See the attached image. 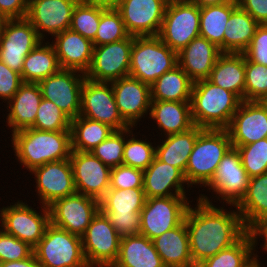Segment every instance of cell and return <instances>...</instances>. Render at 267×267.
Returning a JSON list of instances; mask_svg holds the SVG:
<instances>
[{
  "instance_id": "6da1fadb",
  "label": "cell",
  "mask_w": 267,
  "mask_h": 267,
  "mask_svg": "<svg viewBox=\"0 0 267 267\" xmlns=\"http://www.w3.org/2000/svg\"><path fill=\"white\" fill-rule=\"evenodd\" d=\"M197 198L196 207L190 204L184 218L194 265L232 246L246 233L237 209L229 208V212L225 205L216 207L204 194Z\"/></svg>"
},
{
  "instance_id": "7a4b0ae2",
  "label": "cell",
  "mask_w": 267,
  "mask_h": 267,
  "mask_svg": "<svg viewBox=\"0 0 267 267\" xmlns=\"http://www.w3.org/2000/svg\"><path fill=\"white\" fill-rule=\"evenodd\" d=\"M11 135L14 155L29 172L48 162L70 158L71 131H40L30 127Z\"/></svg>"
},
{
  "instance_id": "3957f363",
  "label": "cell",
  "mask_w": 267,
  "mask_h": 267,
  "mask_svg": "<svg viewBox=\"0 0 267 267\" xmlns=\"http://www.w3.org/2000/svg\"><path fill=\"white\" fill-rule=\"evenodd\" d=\"M241 100L208 79L193 82L190 106L194 125L203 129H227Z\"/></svg>"
},
{
  "instance_id": "277c9868",
  "label": "cell",
  "mask_w": 267,
  "mask_h": 267,
  "mask_svg": "<svg viewBox=\"0 0 267 267\" xmlns=\"http://www.w3.org/2000/svg\"><path fill=\"white\" fill-rule=\"evenodd\" d=\"M232 148L227 129H203L197 137L185 169L189 187L199 184L204 188L213 179L217 166Z\"/></svg>"
},
{
  "instance_id": "5b68a950",
  "label": "cell",
  "mask_w": 267,
  "mask_h": 267,
  "mask_svg": "<svg viewBox=\"0 0 267 267\" xmlns=\"http://www.w3.org/2000/svg\"><path fill=\"white\" fill-rule=\"evenodd\" d=\"M178 65V53L156 36H133L129 75L152 85Z\"/></svg>"
},
{
  "instance_id": "8992f818",
  "label": "cell",
  "mask_w": 267,
  "mask_h": 267,
  "mask_svg": "<svg viewBox=\"0 0 267 267\" xmlns=\"http://www.w3.org/2000/svg\"><path fill=\"white\" fill-rule=\"evenodd\" d=\"M33 253L41 267H89L83 254L81 236L51 223L33 248Z\"/></svg>"
},
{
  "instance_id": "52a82bcc",
  "label": "cell",
  "mask_w": 267,
  "mask_h": 267,
  "mask_svg": "<svg viewBox=\"0 0 267 267\" xmlns=\"http://www.w3.org/2000/svg\"><path fill=\"white\" fill-rule=\"evenodd\" d=\"M200 7L190 0H169L159 37L177 53L200 36Z\"/></svg>"
},
{
  "instance_id": "ba28073f",
  "label": "cell",
  "mask_w": 267,
  "mask_h": 267,
  "mask_svg": "<svg viewBox=\"0 0 267 267\" xmlns=\"http://www.w3.org/2000/svg\"><path fill=\"white\" fill-rule=\"evenodd\" d=\"M81 238L83 254L89 267H111L115 263L121 237L100 210Z\"/></svg>"
},
{
  "instance_id": "9c48e42d",
  "label": "cell",
  "mask_w": 267,
  "mask_h": 267,
  "mask_svg": "<svg viewBox=\"0 0 267 267\" xmlns=\"http://www.w3.org/2000/svg\"><path fill=\"white\" fill-rule=\"evenodd\" d=\"M42 210V211H41ZM41 212L19 200L10 206L0 209V227L8 234L35 247L44 236L50 224V213L46 206H41Z\"/></svg>"
},
{
  "instance_id": "30bf717a",
  "label": "cell",
  "mask_w": 267,
  "mask_h": 267,
  "mask_svg": "<svg viewBox=\"0 0 267 267\" xmlns=\"http://www.w3.org/2000/svg\"><path fill=\"white\" fill-rule=\"evenodd\" d=\"M187 196L147 198L141 210V235L153 240L179 226L185 218L189 203Z\"/></svg>"
},
{
  "instance_id": "8fae6325",
  "label": "cell",
  "mask_w": 267,
  "mask_h": 267,
  "mask_svg": "<svg viewBox=\"0 0 267 267\" xmlns=\"http://www.w3.org/2000/svg\"><path fill=\"white\" fill-rule=\"evenodd\" d=\"M41 41L26 17L3 20L0 27V61L21 74L25 57Z\"/></svg>"
},
{
  "instance_id": "7c38bea8",
  "label": "cell",
  "mask_w": 267,
  "mask_h": 267,
  "mask_svg": "<svg viewBox=\"0 0 267 267\" xmlns=\"http://www.w3.org/2000/svg\"><path fill=\"white\" fill-rule=\"evenodd\" d=\"M133 36L93 47L92 61L85 77L95 82L111 83L129 76Z\"/></svg>"
},
{
  "instance_id": "4fadbf2b",
  "label": "cell",
  "mask_w": 267,
  "mask_h": 267,
  "mask_svg": "<svg viewBox=\"0 0 267 267\" xmlns=\"http://www.w3.org/2000/svg\"><path fill=\"white\" fill-rule=\"evenodd\" d=\"M80 116L109 125L114 130L130 126L122 119L111 83L85 78L81 90Z\"/></svg>"
},
{
  "instance_id": "5bb4252c",
  "label": "cell",
  "mask_w": 267,
  "mask_h": 267,
  "mask_svg": "<svg viewBox=\"0 0 267 267\" xmlns=\"http://www.w3.org/2000/svg\"><path fill=\"white\" fill-rule=\"evenodd\" d=\"M85 73L73 69L58 72L38 82L42 97L56 104L71 120L81 110V90Z\"/></svg>"
},
{
  "instance_id": "9a60e30c",
  "label": "cell",
  "mask_w": 267,
  "mask_h": 267,
  "mask_svg": "<svg viewBox=\"0 0 267 267\" xmlns=\"http://www.w3.org/2000/svg\"><path fill=\"white\" fill-rule=\"evenodd\" d=\"M250 177L244 169L236 148H231L217 166L215 175L206 186L216 194L215 199L236 206L244 197Z\"/></svg>"
},
{
  "instance_id": "2e32d148",
  "label": "cell",
  "mask_w": 267,
  "mask_h": 267,
  "mask_svg": "<svg viewBox=\"0 0 267 267\" xmlns=\"http://www.w3.org/2000/svg\"><path fill=\"white\" fill-rule=\"evenodd\" d=\"M48 209L51 224L78 236L85 233L100 210L99 200L77 192L56 200Z\"/></svg>"
},
{
  "instance_id": "e0dca14e",
  "label": "cell",
  "mask_w": 267,
  "mask_h": 267,
  "mask_svg": "<svg viewBox=\"0 0 267 267\" xmlns=\"http://www.w3.org/2000/svg\"><path fill=\"white\" fill-rule=\"evenodd\" d=\"M169 0H119L120 12L130 36L159 35Z\"/></svg>"
},
{
  "instance_id": "ac0fdd59",
  "label": "cell",
  "mask_w": 267,
  "mask_h": 267,
  "mask_svg": "<svg viewBox=\"0 0 267 267\" xmlns=\"http://www.w3.org/2000/svg\"><path fill=\"white\" fill-rule=\"evenodd\" d=\"M34 174L38 201L48 207L58 199L76 193L70 159L48 162L30 171Z\"/></svg>"
},
{
  "instance_id": "d6986e66",
  "label": "cell",
  "mask_w": 267,
  "mask_h": 267,
  "mask_svg": "<svg viewBox=\"0 0 267 267\" xmlns=\"http://www.w3.org/2000/svg\"><path fill=\"white\" fill-rule=\"evenodd\" d=\"M80 0H29L26 18L44 41L70 29L72 13Z\"/></svg>"
},
{
  "instance_id": "ffe728a7",
  "label": "cell",
  "mask_w": 267,
  "mask_h": 267,
  "mask_svg": "<svg viewBox=\"0 0 267 267\" xmlns=\"http://www.w3.org/2000/svg\"><path fill=\"white\" fill-rule=\"evenodd\" d=\"M69 159L76 192L100 200L110 188L111 168L91 152L72 150Z\"/></svg>"
},
{
  "instance_id": "44dd1931",
  "label": "cell",
  "mask_w": 267,
  "mask_h": 267,
  "mask_svg": "<svg viewBox=\"0 0 267 267\" xmlns=\"http://www.w3.org/2000/svg\"><path fill=\"white\" fill-rule=\"evenodd\" d=\"M227 131L232 146L267 138V105L261 101H241Z\"/></svg>"
},
{
  "instance_id": "7402d4cb",
  "label": "cell",
  "mask_w": 267,
  "mask_h": 267,
  "mask_svg": "<svg viewBox=\"0 0 267 267\" xmlns=\"http://www.w3.org/2000/svg\"><path fill=\"white\" fill-rule=\"evenodd\" d=\"M115 102L122 119L131 127L137 126L151 105L150 85L132 76L111 82ZM136 124V125H135Z\"/></svg>"
},
{
  "instance_id": "603a6c76",
  "label": "cell",
  "mask_w": 267,
  "mask_h": 267,
  "mask_svg": "<svg viewBox=\"0 0 267 267\" xmlns=\"http://www.w3.org/2000/svg\"><path fill=\"white\" fill-rule=\"evenodd\" d=\"M184 184L188 189L184 174L178 168L160 161L156 156L143 171V190L146 198L186 196Z\"/></svg>"
},
{
  "instance_id": "cb8c5ba5",
  "label": "cell",
  "mask_w": 267,
  "mask_h": 267,
  "mask_svg": "<svg viewBox=\"0 0 267 267\" xmlns=\"http://www.w3.org/2000/svg\"><path fill=\"white\" fill-rule=\"evenodd\" d=\"M221 54L216 44L198 36L178 52V65L193 82L208 79Z\"/></svg>"
},
{
  "instance_id": "d4e9b609",
  "label": "cell",
  "mask_w": 267,
  "mask_h": 267,
  "mask_svg": "<svg viewBox=\"0 0 267 267\" xmlns=\"http://www.w3.org/2000/svg\"><path fill=\"white\" fill-rule=\"evenodd\" d=\"M53 37L51 44L61 69H73L86 73L92 61L94 47L92 41L71 29Z\"/></svg>"
},
{
  "instance_id": "484cf974",
  "label": "cell",
  "mask_w": 267,
  "mask_h": 267,
  "mask_svg": "<svg viewBox=\"0 0 267 267\" xmlns=\"http://www.w3.org/2000/svg\"><path fill=\"white\" fill-rule=\"evenodd\" d=\"M38 83L23 82L7 102L9 108L6 122L11 133L30 128L35 123L38 107L42 101Z\"/></svg>"
},
{
  "instance_id": "4316f807",
  "label": "cell",
  "mask_w": 267,
  "mask_h": 267,
  "mask_svg": "<svg viewBox=\"0 0 267 267\" xmlns=\"http://www.w3.org/2000/svg\"><path fill=\"white\" fill-rule=\"evenodd\" d=\"M164 136L186 132L194 127L190 102L151 100L149 117Z\"/></svg>"
},
{
  "instance_id": "83f0119b",
  "label": "cell",
  "mask_w": 267,
  "mask_h": 267,
  "mask_svg": "<svg viewBox=\"0 0 267 267\" xmlns=\"http://www.w3.org/2000/svg\"><path fill=\"white\" fill-rule=\"evenodd\" d=\"M153 244L165 267H193L185 220L154 238Z\"/></svg>"
},
{
  "instance_id": "f1b7e54d",
  "label": "cell",
  "mask_w": 267,
  "mask_h": 267,
  "mask_svg": "<svg viewBox=\"0 0 267 267\" xmlns=\"http://www.w3.org/2000/svg\"><path fill=\"white\" fill-rule=\"evenodd\" d=\"M111 267H165L153 241L141 234L121 238L118 257Z\"/></svg>"
},
{
  "instance_id": "f546056e",
  "label": "cell",
  "mask_w": 267,
  "mask_h": 267,
  "mask_svg": "<svg viewBox=\"0 0 267 267\" xmlns=\"http://www.w3.org/2000/svg\"><path fill=\"white\" fill-rule=\"evenodd\" d=\"M214 85L233 92L244 100L245 55L244 53H222L208 78Z\"/></svg>"
},
{
  "instance_id": "4dcf8cb0",
  "label": "cell",
  "mask_w": 267,
  "mask_h": 267,
  "mask_svg": "<svg viewBox=\"0 0 267 267\" xmlns=\"http://www.w3.org/2000/svg\"><path fill=\"white\" fill-rule=\"evenodd\" d=\"M203 130L194 126L186 132L164 136L161 144L155 145V156L162 162L178 168L183 174L193 150L198 134Z\"/></svg>"
},
{
  "instance_id": "1f68e13d",
  "label": "cell",
  "mask_w": 267,
  "mask_h": 267,
  "mask_svg": "<svg viewBox=\"0 0 267 267\" xmlns=\"http://www.w3.org/2000/svg\"><path fill=\"white\" fill-rule=\"evenodd\" d=\"M259 24L239 6L231 13L224 30L223 53H244Z\"/></svg>"
},
{
  "instance_id": "d6a6232c",
  "label": "cell",
  "mask_w": 267,
  "mask_h": 267,
  "mask_svg": "<svg viewBox=\"0 0 267 267\" xmlns=\"http://www.w3.org/2000/svg\"><path fill=\"white\" fill-rule=\"evenodd\" d=\"M61 69L53 45L43 40L25 57L21 78L23 82L38 83Z\"/></svg>"
},
{
  "instance_id": "836d02e7",
  "label": "cell",
  "mask_w": 267,
  "mask_h": 267,
  "mask_svg": "<svg viewBox=\"0 0 267 267\" xmlns=\"http://www.w3.org/2000/svg\"><path fill=\"white\" fill-rule=\"evenodd\" d=\"M192 86L193 81L177 65L150 85L151 100L190 102Z\"/></svg>"
},
{
  "instance_id": "e575fe53",
  "label": "cell",
  "mask_w": 267,
  "mask_h": 267,
  "mask_svg": "<svg viewBox=\"0 0 267 267\" xmlns=\"http://www.w3.org/2000/svg\"><path fill=\"white\" fill-rule=\"evenodd\" d=\"M237 7V0H231L228 3L200 8V36L216 44L222 53L224 30L231 13Z\"/></svg>"
},
{
  "instance_id": "d590c367",
  "label": "cell",
  "mask_w": 267,
  "mask_h": 267,
  "mask_svg": "<svg viewBox=\"0 0 267 267\" xmlns=\"http://www.w3.org/2000/svg\"><path fill=\"white\" fill-rule=\"evenodd\" d=\"M234 208L239 212L245 228L256 219L267 216V172L249 179L244 197Z\"/></svg>"
},
{
  "instance_id": "8d00e7d4",
  "label": "cell",
  "mask_w": 267,
  "mask_h": 267,
  "mask_svg": "<svg viewBox=\"0 0 267 267\" xmlns=\"http://www.w3.org/2000/svg\"><path fill=\"white\" fill-rule=\"evenodd\" d=\"M71 149L90 152L114 131L109 125L83 116L71 120Z\"/></svg>"
},
{
  "instance_id": "74e56055",
  "label": "cell",
  "mask_w": 267,
  "mask_h": 267,
  "mask_svg": "<svg viewBox=\"0 0 267 267\" xmlns=\"http://www.w3.org/2000/svg\"><path fill=\"white\" fill-rule=\"evenodd\" d=\"M143 188H109L99 200L100 211H114L117 214H139L146 202Z\"/></svg>"
},
{
  "instance_id": "f35d334b",
  "label": "cell",
  "mask_w": 267,
  "mask_h": 267,
  "mask_svg": "<svg viewBox=\"0 0 267 267\" xmlns=\"http://www.w3.org/2000/svg\"><path fill=\"white\" fill-rule=\"evenodd\" d=\"M255 262L250 237L245 233L235 244L206 258L198 267H250Z\"/></svg>"
},
{
  "instance_id": "ab89813d",
  "label": "cell",
  "mask_w": 267,
  "mask_h": 267,
  "mask_svg": "<svg viewBox=\"0 0 267 267\" xmlns=\"http://www.w3.org/2000/svg\"><path fill=\"white\" fill-rule=\"evenodd\" d=\"M134 127L126 128V141L123 151V165L145 170L154 160L156 146L146 139L137 138L133 131ZM130 139H129V138Z\"/></svg>"
},
{
  "instance_id": "60d3db41",
  "label": "cell",
  "mask_w": 267,
  "mask_h": 267,
  "mask_svg": "<svg viewBox=\"0 0 267 267\" xmlns=\"http://www.w3.org/2000/svg\"><path fill=\"white\" fill-rule=\"evenodd\" d=\"M129 36L120 12L114 9H105L101 13L100 22L92 41L93 46H101L126 39Z\"/></svg>"
},
{
  "instance_id": "b9f144b4",
  "label": "cell",
  "mask_w": 267,
  "mask_h": 267,
  "mask_svg": "<svg viewBox=\"0 0 267 267\" xmlns=\"http://www.w3.org/2000/svg\"><path fill=\"white\" fill-rule=\"evenodd\" d=\"M70 125L71 119L56 104L42 98L31 128L40 131H70Z\"/></svg>"
},
{
  "instance_id": "7bdbcfd3",
  "label": "cell",
  "mask_w": 267,
  "mask_h": 267,
  "mask_svg": "<svg viewBox=\"0 0 267 267\" xmlns=\"http://www.w3.org/2000/svg\"><path fill=\"white\" fill-rule=\"evenodd\" d=\"M104 8L90 6L79 1L72 13L70 29L93 41Z\"/></svg>"
},
{
  "instance_id": "ee69618b",
  "label": "cell",
  "mask_w": 267,
  "mask_h": 267,
  "mask_svg": "<svg viewBox=\"0 0 267 267\" xmlns=\"http://www.w3.org/2000/svg\"><path fill=\"white\" fill-rule=\"evenodd\" d=\"M267 98V66L250 61L245 56L244 101H261Z\"/></svg>"
},
{
  "instance_id": "f6af8a7d",
  "label": "cell",
  "mask_w": 267,
  "mask_h": 267,
  "mask_svg": "<svg viewBox=\"0 0 267 267\" xmlns=\"http://www.w3.org/2000/svg\"><path fill=\"white\" fill-rule=\"evenodd\" d=\"M232 147L239 152L242 165L250 178L267 172V138Z\"/></svg>"
},
{
  "instance_id": "bcb514c9",
  "label": "cell",
  "mask_w": 267,
  "mask_h": 267,
  "mask_svg": "<svg viewBox=\"0 0 267 267\" xmlns=\"http://www.w3.org/2000/svg\"><path fill=\"white\" fill-rule=\"evenodd\" d=\"M126 129L114 130L90 152L110 168L123 165V151L126 141Z\"/></svg>"
},
{
  "instance_id": "7dc6e473",
  "label": "cell",
  "mask_w": 267,
  "mask_h": 267,
  "mask_svg": "<svg viewBox=\"0 0 267 267\" xmlns=\"http://www.w3.org/2000/svg\"><path fill=\"white\" fill-rule=\"evenodd\" d=\"M33 254V247L28 243L6 233L0 228V262L24 260Z\"/></svg>"
},
{
  "instance_id": "c3c4849f",
  "label": "cell",
  "mask_w": 267,
  "mask_h": 267,
  "mask_svg": "<svg viewBox=\"0 0 267 267\" xmlns=\"http://www.w3.org/2000/svg\"><path fill=\"white\" fill-rule=\"evenodd\" d=\"M110 188H143V170L126 165L111 168Z\"/></svg>"
},
{
  "instance_id": "681fc988",
  "label": "cell",
  "mask_w": 267,
  "mask_h": 267,
  "mask_svg": "<svg viewBox=\"0 0 267 267\" xmlns=\"http://www.w3.org/2000/svg\"><path fill=\"white\" fill-rule=\"evenodd\" d=\"M111 222L117 234L123 238L140 233L141 214H117L114 211H101Z\"/></svg>"
},
{
  "instance_id": "f907efd6",
  "label": "cell",
  "mask_w": 267,
  "mask_h": 267,
  "mask_svg": "<svg viewBox=\"0 0 267 267\" xmlns=\"http://www.w3.org/2000/svg\"><path fill=\"white\" fill-rule=\"evenodd\" d=\"M244 55L252 62L267 66V24L257 27Z\"/></svg>"
},
{
  "instance_id": "816d5d0a",
  "label": "cell",
  "mask_w": 267,
  "mask_h": 267,
  "mask_svg": "<svg viewBox=\"0 0 267 267\" xmlns=\"http://www.w3.org/2000/svg\"><path fill=\"white\" fill-rule=\"evenodd\" d=\"M23 83L20 73L0 61V99L8 102Z\"/></svg>"
},
{
  "instance_id": "f5cc1de1",
  "label": "cell",
  "mask_w": 267,
  "mask_h": 267,
  "mask_svg": "<svg viewBox=\"0 0 267 267\" xmlns=\"http://www.w3.org/2000/svg\"><path fill=\"white\" fill-rule=\"evenodd\" d=\"M246 233L249 235L251 244H252V252H253V257L254 260L259 262L258 259H260L257 255L256 251V246L259 245L258 243V238L263 239L264 241L261 246V248L264 249V251L267 252V216L263 218L256 219L253 221L247 228H246Z\"/></svg>"
},
{
  "instance_id": "db71d44e",
  "label": "cell",
  "mask_w": 267,
  "mask_h": 267,
  "mask_svg": "<svg viewBox=\"0 0 267 267\" xmlns=\"http://www.w3.org/2000/svg\"><path fill=\"white\" fill-rule=\"evenodd\" d=\"M29 0H0V17L6 19L25 18Z\"/></svg>"
},
{
  "instance_id": "11a10c76",
  "label": "cell",
  "mask_w": 267,
  "mask_h": 267,
  "mask_svg": "<svg viewBox=\"0 0 267 267\" xmlns=\"http://www.w3.org/2000/svg\"><path fill=\"white\" fill-rule=\"evenodd\" d=\"M237 3L259 25L267 24V0H237Z\"/></svg>"
},
{
  "instance_id": "9f6ffc18",
  "label": "cell",
  "mask_w": 267,
  "mask_h": 267,
  "mask_svg": "<svg viewBox=\"0 0 267 267\" xmlns=\"http://www.w3.org/2000/svg\"><path fill=\"white\" fill-rule=\"evenodd\" d=\"M1 267H41V265L38 263L34 253L24 259V260H16L11 262H3L1 263Z\"/></svg>"
},
{
  "instance_id": "6f0895ef",
  "label": "cell",
  "mask_w": 267,
  "mask_h": 267,
  "mask_svg": "<svg viewBox=\"0 0 267 267\" xmlns=\"http://www.w3.org/2000/svg\"><path fill=\"white\" fill-rule=\"evenodd\" d=\"M82 3L101 7L104 9H114L117 7L119 0H80Z\"/></svg>"
},
{
  "instance_id": "680465c9",
  "label": "cell",
  "mask_w": 267,
  "mask_h": 267,
  "mask_svg": "<svg viewBox=\"0 0 267 267\" xmlns=\"http://www.w3.org/2000/svg\"><path fill=\"white\" fill-rule=\"evenodd\" d=\"M190 1L201 8L209 5H220L223 3H228L231 0H190Z\"/></svg>"
},
{
  "instance_id": "91938a15",
  "label": "cell",
  "mask_w": 267,
  "mask_h": 267,
  "mask_svg": "<svg viewBox=\"0 0 267 267\" xmlns=\"http://www.w3.org/2000/svg\"><path fill=\"white\" fill-rule=\"evenodd\" d=\"M250 267H262L260 262L255 261Z\"/></svg>"
},
{
  "instance_id": "94428289",
  "label": "cell",
  "mask_w": 267,
  "mask_h": 267,
  "mask_svg": "<svg viewBox=\"0 0 267 267\" xmlns=\"http://www.w3.org/2000/svg\"><path fill=\"white\" fill-rule=\"evenodd\" d=\"M3 19L0 17V27H1V23H2Z\"/></svg>"
},
{
  "instance_id": "6125c7cd",
  "label": "cell",
  "mask_w": 267,
  "mask_h": 267,
  "mask_svg": "<svg viewBox=\"0 0 267 267\" xmlns=\"http://www.w3.org/2000/svg\"><path fill=\"white\" fill-rule=\"evenodd\" d=\"M263 102L267 105V98Z\"/></svg>"
}]
</instances>
